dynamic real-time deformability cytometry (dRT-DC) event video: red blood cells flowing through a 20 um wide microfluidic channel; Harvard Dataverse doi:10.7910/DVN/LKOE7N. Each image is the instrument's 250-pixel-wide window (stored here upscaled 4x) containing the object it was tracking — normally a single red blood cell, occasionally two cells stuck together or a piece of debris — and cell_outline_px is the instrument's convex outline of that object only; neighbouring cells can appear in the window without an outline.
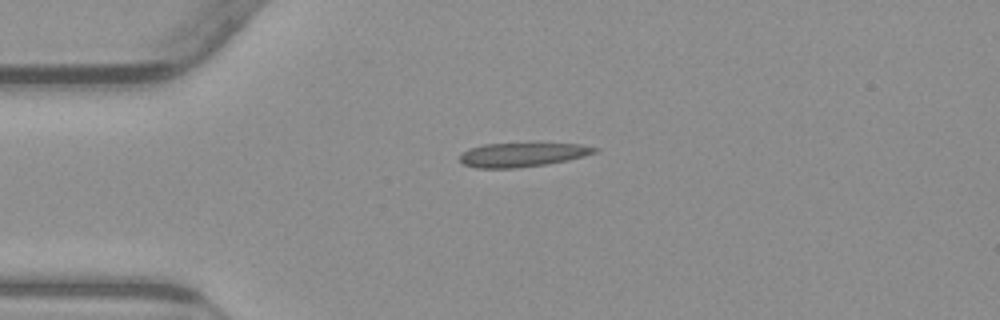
{"species": "common noctule bat (a hibernating species)", "species_latin": "Nyctalus noctula", "temperature_condition": "warm", "stored_images_in_passage": 42, "camera_frame_rate_fps": 3000, "um_per_image_px": 0.085, "animal": {"sex": "male", "body_mass_g": 23.1, "forearm_length_mm": 52.7}, "frame": {"image": 1, "passage_image": 1, "time_ms": 0.0, "image_size_px": [1000, 320], "cell_outline_px": [[600, 148], [596, 152], [584, 156], [568, 160], [548, 164], [516, 168], [476, 168], [464, 164], [460, 160], [460, 156], [468, 148], [484, 144], [580, 144]], "centroid_in_image_um": [44.4, 13.16], "position_along_channel_um": 40.6, "area_um2": 18.73}}
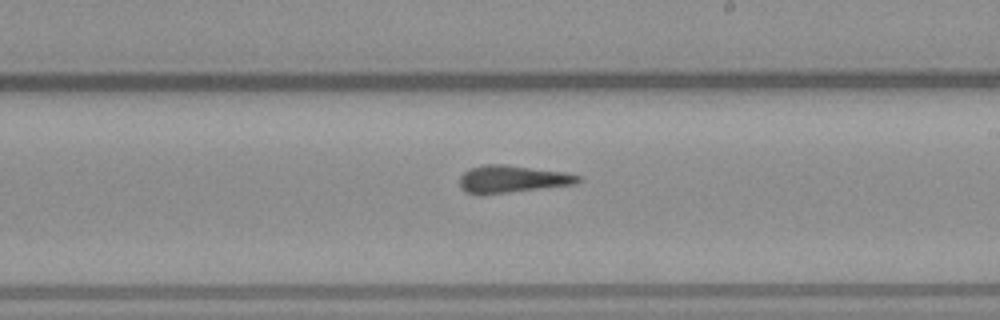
{"frame": {"image": 2, "passage_image": 19, "time_ms": 6.0, "image_size_px": [1000, 320], "cell_outline_px": [[584, 180], [576, 184], [484, 196], [480, 196], [464, 192], [460, 188], [460, 176], [464, 172], [472, 168], [484, 164], [504, 164], [564, 172], [580, 176]], "centroid_in_image_um": [43.52, 15.25], "position_along_channel_um": 245.5, "area_um2": 19.36}}
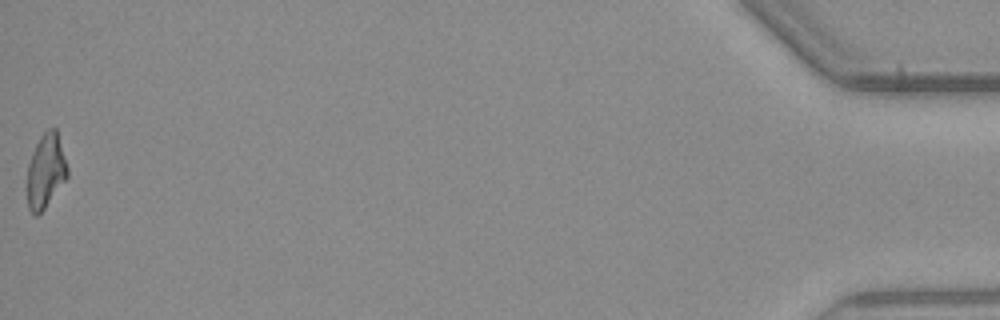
{"frame": {"image": 3, "passage_image": 42, "time_ms": 13.667, "image_size_px": [1000, 320], "cell_outline_px": [[68, 176], [44, 208], [36, 216], [32, 216], [28, 208], [28, 164], [32, 152], [40, 136], [48, 128], [56, 128], [68, 168]], "centroid_in_image_um": [3.88, 14.52], "position_along_channel_um": 431.3, "area_um2": 17.17}, "authors_computed_cell_mechanics": {"area_um2": 18.8428, "velocity_mm_per_s": 3.8283, "shape_relaxation_time_tau1_ms": null, "shape_relaxation_time_tau2_ms": 3.0523, "deformation_change_tau1": null, "deformation_change_tau2": 0.1173}}